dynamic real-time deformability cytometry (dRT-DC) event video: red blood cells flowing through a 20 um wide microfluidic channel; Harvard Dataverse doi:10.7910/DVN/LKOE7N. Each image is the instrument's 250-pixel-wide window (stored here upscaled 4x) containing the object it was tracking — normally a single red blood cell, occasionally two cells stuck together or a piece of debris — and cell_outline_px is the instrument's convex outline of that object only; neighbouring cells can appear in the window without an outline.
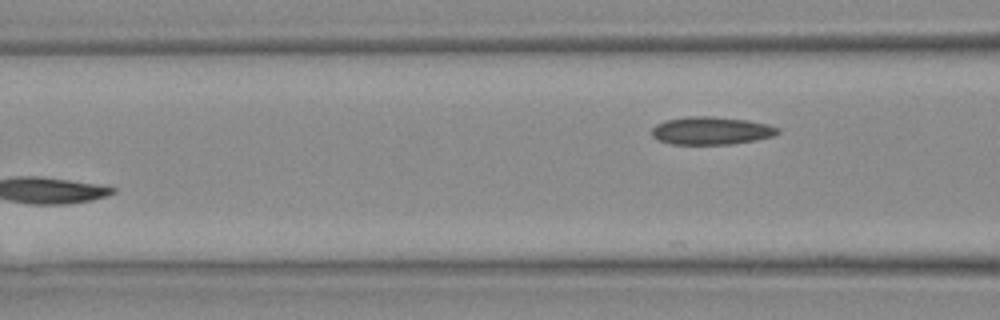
{"species": "Egyptian fruit bat (a non-hibernating species)", "species_latin": "Rousettus aegyptiacus", "temperature_condition": "warm", "stored_images_in_passage": 8, "segment_of_instrument_passage": [2, 2], "camera_frame_rate_fps": 3000, "um_per_image_px": 0.085, "animal": {"sex": "female"}, "frame": {"image": 1, "passage_image": 8, "time_ms": 2.333, "image_size_px": [1000, 320], "cell_outline_px": [[780, 132], [772, 136], [756, 140], [728, 144], [668, 144], [656, 140], [652, 136], [652, 128], [656, 124], [664, 120], [688, 116], [708, 116], [748, 120], [768, 124], [780, 128]], "centroid_in_image_um": [60.42, 11.11], "position_along_channel_um": 106.2, "area_um2": 20.58}}